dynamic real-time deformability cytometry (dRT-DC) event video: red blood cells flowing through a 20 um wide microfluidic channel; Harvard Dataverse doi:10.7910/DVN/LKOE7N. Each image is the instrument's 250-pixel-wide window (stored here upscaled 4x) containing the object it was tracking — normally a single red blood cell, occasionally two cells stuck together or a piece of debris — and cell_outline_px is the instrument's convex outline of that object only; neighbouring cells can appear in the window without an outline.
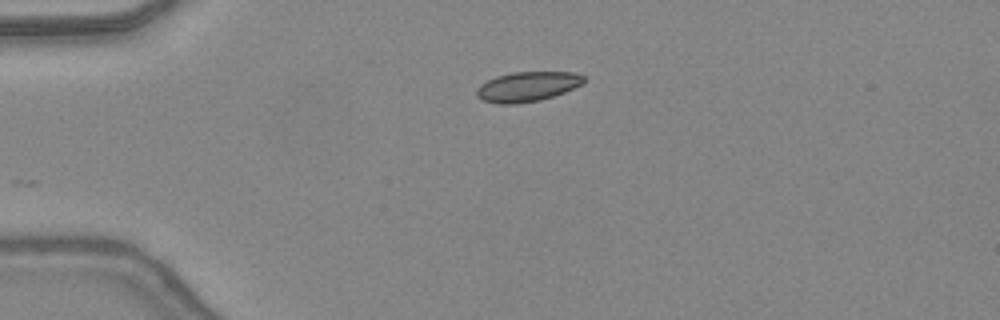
{"species": "common noctule bat (a hibernating species)", "species_latin": "Nyctalus noctula", "temperature_condition": "warm", "stored_images_in_passage": 27, "camera_frame_rate_fps": 3000, "um_per_image_px": 0.085, "animal": {"sex": "female", "body_mass_g": 24.6, "forearm_length_mm": 56.2}, "frame": {"image": 1, "passage_image": 1, "time_ms": 0.0, "image_size_px": [1000, 320], "cell_outline_px": [[588, 80], [564, 92], [540, 100], [516, 104], [496, 104], [480, 100], [476, 96], [476, 88], [480, 84], [496, 76], [512, 72], [576, 72], [584, 76]], "centroid_in_image_um": [44.79, 7.36], "position_along_channel_um": 40.2, "area_um2": 18.79}}
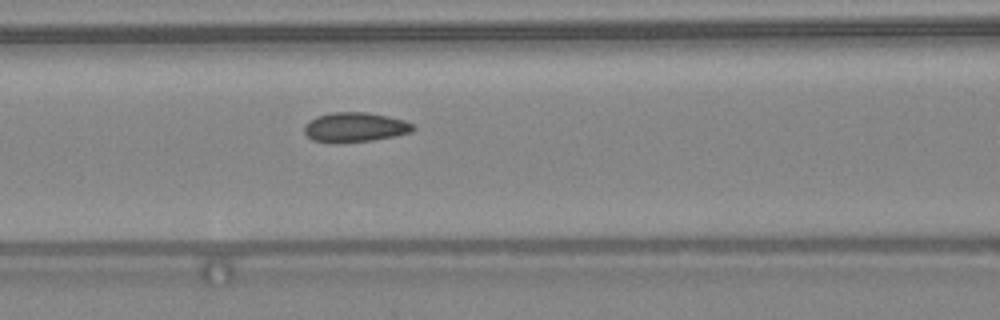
{"frame": {"image": 2, "passage_image": 10, "time_ms": 3.0, "image_size_px": [1000, 320], "cell_outline_px": [[416, 128], [412, 132], [372, 140], [312, 140], [304, 132], [304, 124], [308, 120], [316, 116], [332, 112], [364, 112], [388, 116], [404, 120], [412, 124]], "centroid_in_image_um": [30.18, 10.76], "position_along_channel_um": 136.4, "area_um2": 18.09}}
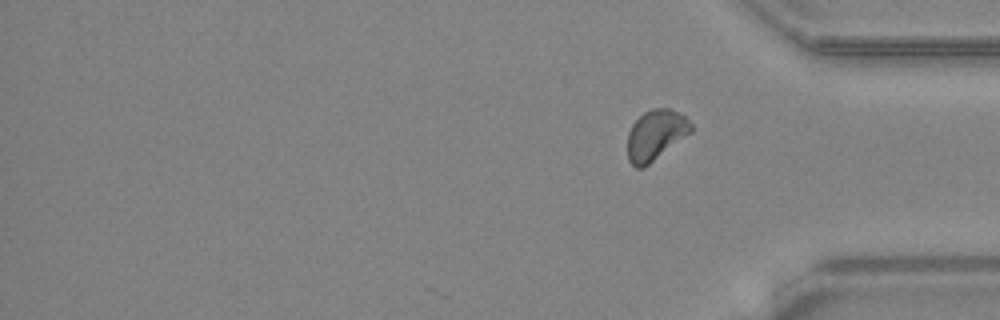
{"frame": {"image": 3, "passage_image": 27, "time_ms": 8.667, "image_size_px": [1000, 320], "cell_outline_px": [[692, 132], [644, 168], [636, 168], [628, 160], [628, 132], [632, 124], [644, 112], [652, 108], [668, 108], [680, 112], [692, 124]], "centroid_in_image_um": [55.73, 11.47], "position_along_channel_um": 379.5, "area_um2": 18.67}, "authors_computed_cell_mechanics": {"area_um2": 18.496, "velocity_mm_per_s": 4.3963, "shape_relaxation_time_tau1_ms": 8.0472, "shape_relaxation_time_tau2_ms": 0.9896, "deformation_change_tau1": 0.1127, "deformation_change_tau2": 0.0527}}